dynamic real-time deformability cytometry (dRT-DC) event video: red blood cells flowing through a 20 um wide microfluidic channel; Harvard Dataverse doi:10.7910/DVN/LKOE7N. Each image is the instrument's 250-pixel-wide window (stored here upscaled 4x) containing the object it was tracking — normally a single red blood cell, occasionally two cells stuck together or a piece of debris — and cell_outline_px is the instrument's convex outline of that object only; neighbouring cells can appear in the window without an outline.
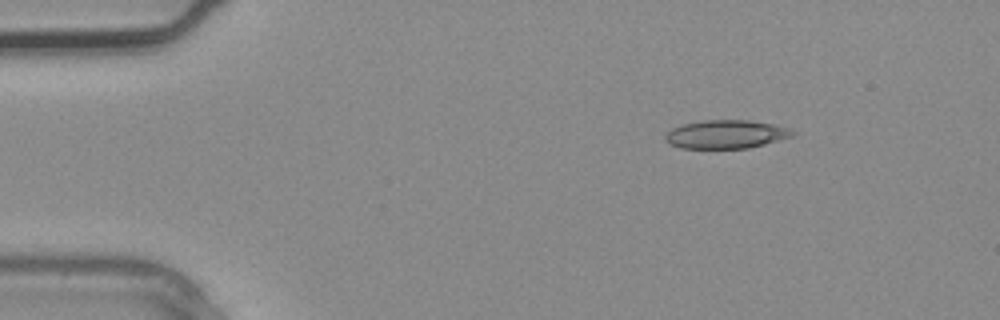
{"species": "common noctule bat (a hibernating species)", "species_latin": "Nyctalus noctula", "temperature_condition": "warm", "stored_images_in_passage": 2, "camera_frame_rate_fps": 3000, "um_per_image_px": 0.085, "animal": {"sex": "male", "body_mass_g": 20.4}, "frame": {"image": 1, "passage_image": 2, "time_ms": 0.333, "image_size_px": [1000, 320], "cell_outline_px": [[796, 132], [792, 136], [764, 144], [748, 148], [680, 148], [668, 144], [664, 140], [664, 136], [672, 128], [684, 124], [704, 120], [748, 120], [772, 124], [788, 128]], "centroid_in_image_um": [61.67, 11.42], "position_along_channel_um": 23.3, "area_um2": 20.98}}